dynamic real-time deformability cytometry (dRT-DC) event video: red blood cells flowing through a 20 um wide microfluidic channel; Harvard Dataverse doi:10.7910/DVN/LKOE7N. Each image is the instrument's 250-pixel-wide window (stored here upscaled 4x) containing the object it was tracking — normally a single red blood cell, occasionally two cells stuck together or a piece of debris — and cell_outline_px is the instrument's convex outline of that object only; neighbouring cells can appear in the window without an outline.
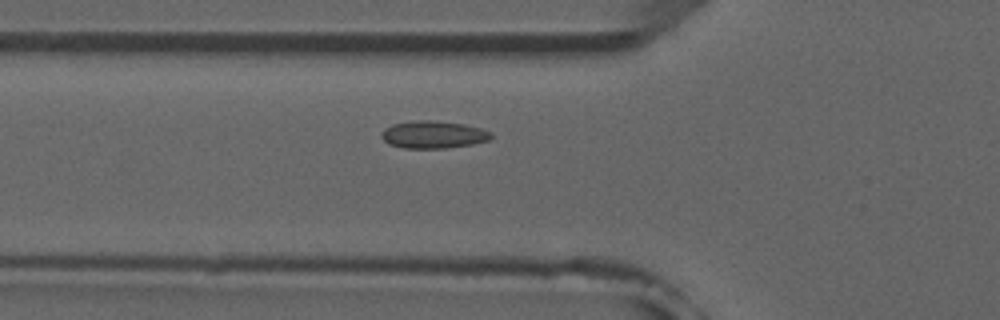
{"species": "common noctule bat (a hibernating species)", "species_latin": "Nyctalus noctula", "temperature_condition": "room temperature", "stored_images_in_passage": 3, "camera_frame_rate_fps": 3000, "um_per_image_px": 0.085, "animal": {"sex": "male", "forearm_length_mm": 52.5}, "frame": {"image": 1, "passage_image": 3, "time_ms": 2.0, "image_size_px": [1000, 320], "cell_outline_px": [[492, 136], [488, 140], [472, 144], [444, 148], [404, 148], [388, 144], [380, 136], [380, 132], [384, 128], [392, 124], [416, 120], [428, 120], [464, 124], [480, 128], [492, 132]], "centroid_in_image_um": [36.79, 11.44], "position_along_channel_um": 89.0, "area_um2": 17.51}}